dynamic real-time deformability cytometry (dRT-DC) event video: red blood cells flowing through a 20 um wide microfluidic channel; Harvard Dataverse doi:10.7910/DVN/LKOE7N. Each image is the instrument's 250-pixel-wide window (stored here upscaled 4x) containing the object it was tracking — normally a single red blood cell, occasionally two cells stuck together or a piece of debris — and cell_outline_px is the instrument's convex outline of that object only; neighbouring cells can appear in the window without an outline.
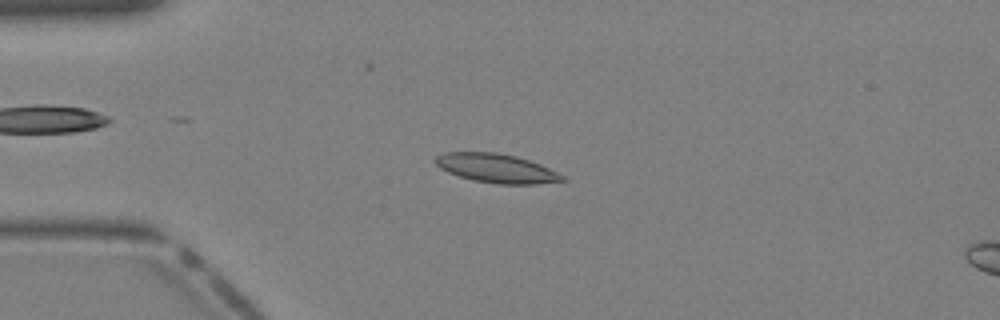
{"species": "Egyptian fruit bat (a non-hibernating species)", "species_latin": "Rousettus aegyptiacus", "temperature_condition": "warm", "stored_images_in_passage": 40, "camera_frame_rate_fps": 3000, "um_per_image_px": 0.085, "animal": {"sex": "female"}, "frame": {"image": 1, "passage_image": 10, "time_ms": 3.0, "image_size_px": [1000, 320], "cell_outline_px": [[568, 180], [536, 184], [500, 184], [476, 180], [460, 176], [448, 172], [440, 168], [432, 160], [436, 156], [444, 152], [496, 152], [516, 156], [540, 164], [564, 176]], "centroid_in_image_um": [42.18, 14.29], "position_along_channel_um": 42.8, "area_um2": 21.27}}
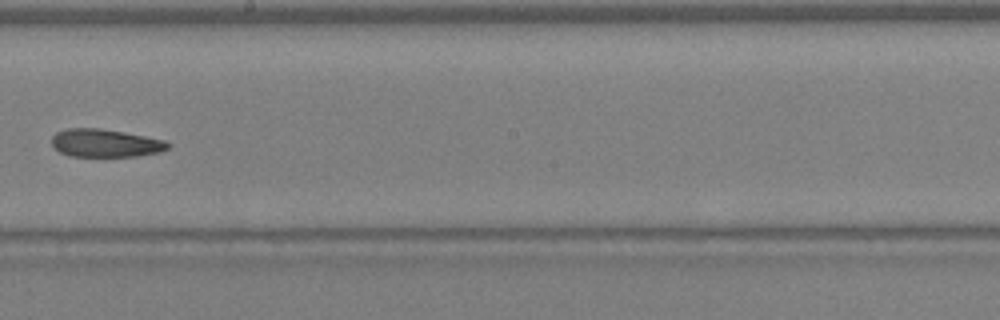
{"frame": {"image": 2, "passage_image": 23, "time_ms": 7.333, "image_size_px": [1000, 320], "cell_outline_px": [[172, 144], [168, 148], [160, 152], [136, 156], [72, 156], [60, 152], [52, 144], [52, 136], [56, 132], [68, 128], [100, 128], [124, 132], [164, 140]], "centroid_in_image_um": [8.96, 12.16], "position_along_channel_um": 239.2, "area_um2": 18.84}}
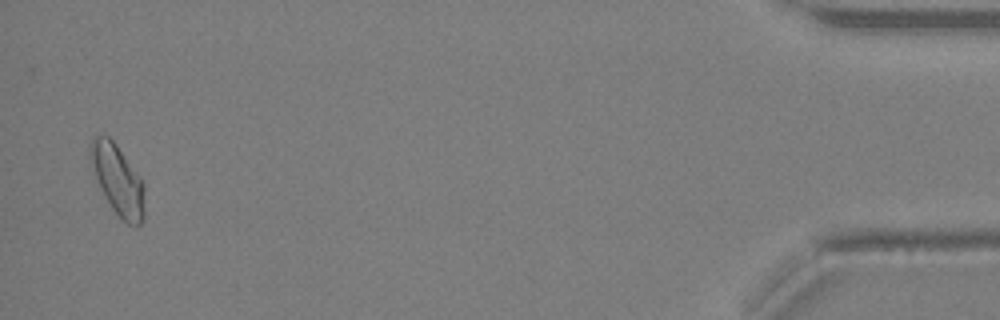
{"frame": {"image": 3, "passage_image": 39, "time_ms": 12.667, "image_size_px": [1000, 320], "cell_outline_px": [[144, 220], [140, 224], [128, 224], [112, 208], [104, 196], [100, 188], [92, 168], [88, 156], [88, 144], [92, 136], [108, 136], [116, 144], [140, 176], [144, 184]], "centroid_in_image_um": [9.98, 15.24], "position_along_channel_um": 425.2, "area_um2": 22.2}}